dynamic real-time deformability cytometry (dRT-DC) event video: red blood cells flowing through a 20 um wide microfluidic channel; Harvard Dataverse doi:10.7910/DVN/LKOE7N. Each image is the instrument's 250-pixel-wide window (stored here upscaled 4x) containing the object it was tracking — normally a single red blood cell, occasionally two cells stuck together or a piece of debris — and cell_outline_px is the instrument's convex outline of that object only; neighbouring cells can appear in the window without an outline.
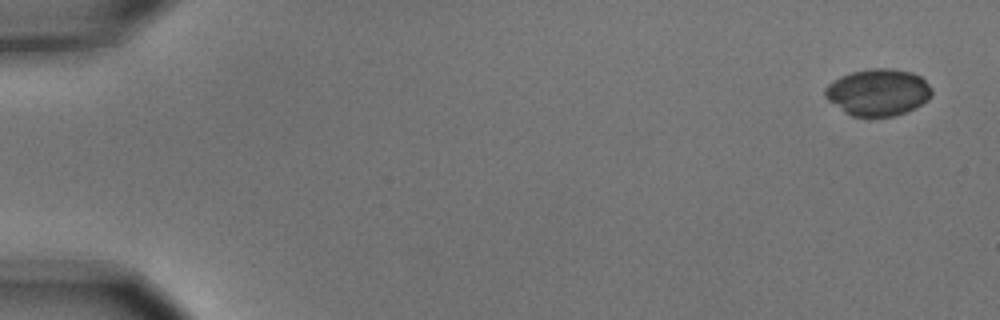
{"species": "common noctule bat (a hibernating species)", "species_latin": "Nyctalus noctula", "temperature_condition": "cold", "stored_images_in_passage": 5, "camera_frame_rate_fps": 3000, "um_per_image_px": 0.085, "animal": {"sex": "male", "body_mass_g": 15.6}, "frame": {"image": 1, "passage_image": 1, "time_ms": 0.0, "image_size_px": [1000, 320], "cell_outline_px": [[932, 96], [928, 100], [916, 108], [892, 116], [852, 116], [844, 112], [828, 100], [824, 96], [824, 88], [832, 80], [840, 76], [852, 72], [872, 68], [892, 68], [912, 72], [920, 76], [932, 88]], "centroid_in_image_um": [74.63, 7.83], "position_along_channel_um": 10.4, "area_um2": 29.25}}
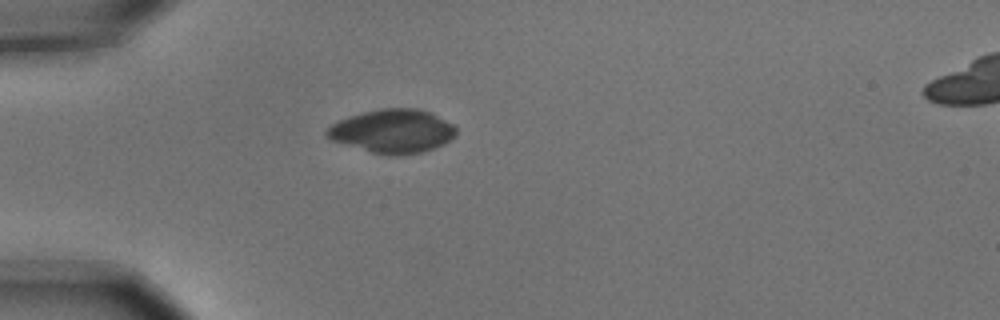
{"frame": {"image": 2, "passage_image": 5, "time_ms": 1.333, "image_size_px": [1000, 320], "cell_outline_px": [[456, 132], [444, 144], [420, 152], [396, 156], [388, 156], [372, 152], [328, 140], [324, 136], [324, 132], [332, 124], [340, 120], [364, 112], [380, 108], [416, 108], [432, 112], [452, 124], [456, 128]], "centroid_in_image_um": [33.33, 11.15], "position_along_channel_um": 51.7, "area_um2": 32.77}}